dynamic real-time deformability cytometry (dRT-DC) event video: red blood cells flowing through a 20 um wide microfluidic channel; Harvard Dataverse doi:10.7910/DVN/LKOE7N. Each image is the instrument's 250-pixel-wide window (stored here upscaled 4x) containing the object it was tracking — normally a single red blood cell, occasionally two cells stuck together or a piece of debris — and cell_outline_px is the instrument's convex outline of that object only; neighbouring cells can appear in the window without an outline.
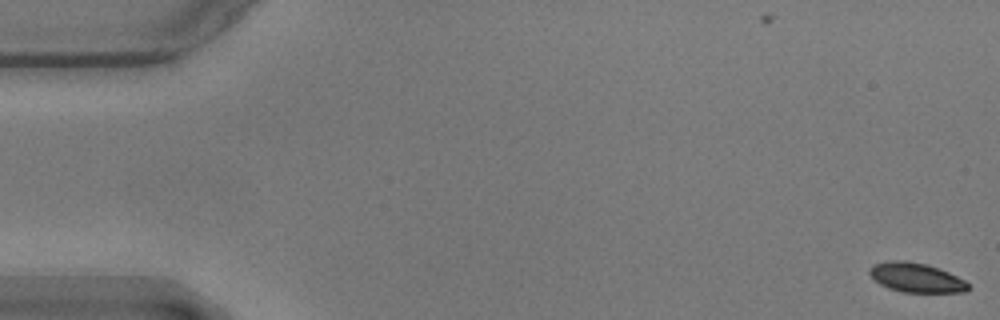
{"species": "common noctule bat (a hibernating species)", "species_latin": "Nyctalus noctula", "temperature_condition": "warm", "stored_images_in_passage": 57, "camera_frame_rate_fps": 3000, "um_per_image_px": 0.085, "animal": {"sex": "male", "body_mass_g": 17.9}, "frame": {"image": 1, "passage_image": 1, "time_ms": 0.0, "image_size_px": [1000, 320], "cell_outline_px": [[968, 288], [964, 292], [900, 292], [888, 288], [880, 284], [868, 272], [868, 268], [872, 264], [888, 260], [904, 260], [928, 264], [948, 272], [964, 280], [968, 284]], "centroid_in_image_um": [77.82, 23.58], "position_along_channel_um": 7.2, "area_um2": 16.94}}
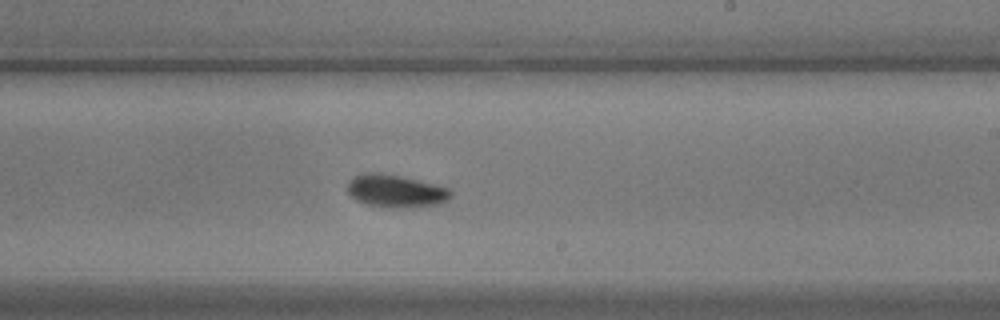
{"frame": {"image": 2, "passage_image": 34, "time_ms": 11.0, "image_size_px": [1000, 320], "cell_outline_px": [[452, 196], [448, 200], [440, 204], [408, 208], [392, 208], [368, 204], [356, 200], [348, 192], [348, 184], [356, 176], [368, 172], [376, 172], [400, 176], [448, 188], [452, 192]], "centroid_in_image_um": [33.67, 16.26], "position_along_channel_um": 255.3, "area_um2": 19.42}}
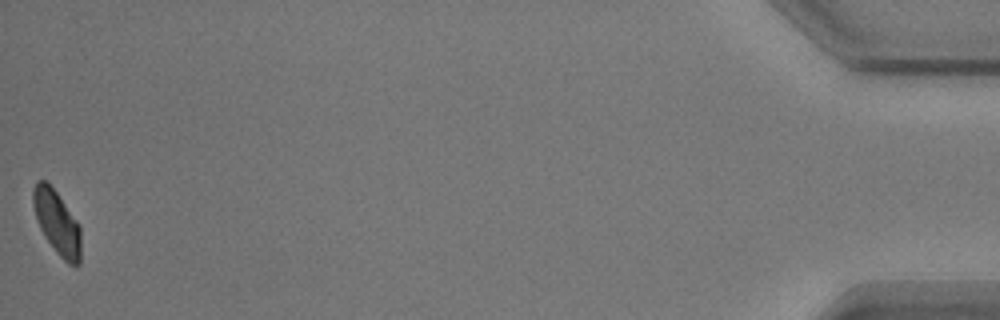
{"frame": {"image": 3, "passage_image": 57, "time_ms": 18.667, "image_size_px": [1000, 320], "cell_outline_px": [[80, 264], [76, 268], [68, 264], [56, 252], [44, 236], [40, 228], [32, 204], [32, 188], [36, 180], [44, 180], [56, 192], [80, 224]], "centroid_in_image_um": [4.84, 18.93], "position_along_channel_um": 430.4, "area_um2": 17.86}, "authors_computed_cell_mechanics": {"area_um2": 18.3226, "velocity_mm_per_s": 3.5514, "shape_relaxation_time_tau1_ms": 2.4608, "shape_relaxation_time_tau2_ms": 2.8072, "deformation_change_tau1": 0.1228, "deformation_change_tau2": 0.0635}}